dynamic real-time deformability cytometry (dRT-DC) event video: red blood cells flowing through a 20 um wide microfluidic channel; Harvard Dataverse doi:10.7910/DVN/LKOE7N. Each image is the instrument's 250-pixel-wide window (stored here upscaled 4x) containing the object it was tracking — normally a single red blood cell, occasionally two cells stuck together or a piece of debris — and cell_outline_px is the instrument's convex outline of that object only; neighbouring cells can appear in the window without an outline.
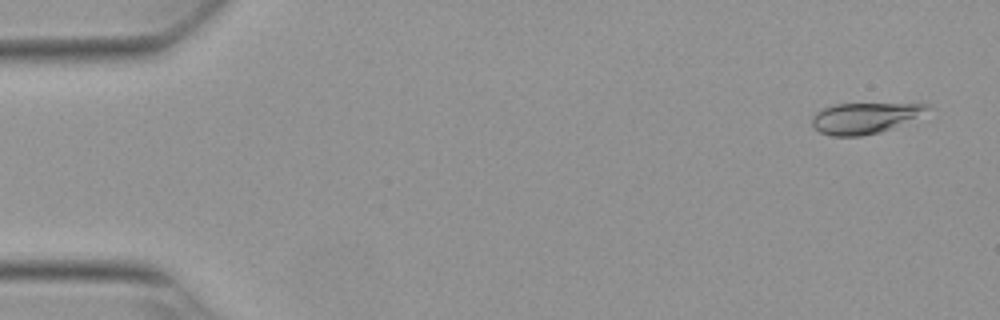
{"species": "Egyptian fruit bat (a non-hibernating species)", "species_latin": "Rousettus aegyptiacus", "temperature_condition": "warm", "stored_images_in_passage": 54, "camera_frame_rate_fps": 3000, "um_per_image_px": 0.085, "animal": {"sex": "female"}, "frame": {"image": 1, "passage_image": 3, "time_ms": 0.667, "image_size_px": [1000, 320], "cell_outline_px": [[936, 108], [892, 128], [880, 132], [860, 136], [832, 136], [820, 132], [812, 124], [812, 116], [816, 112], [824, 108], [836, 104], [928, 104]], "centroid_in_image_um": [73.52, 10.03], "position_along_channel_um": 11.5, "area_um2": 20.58}}
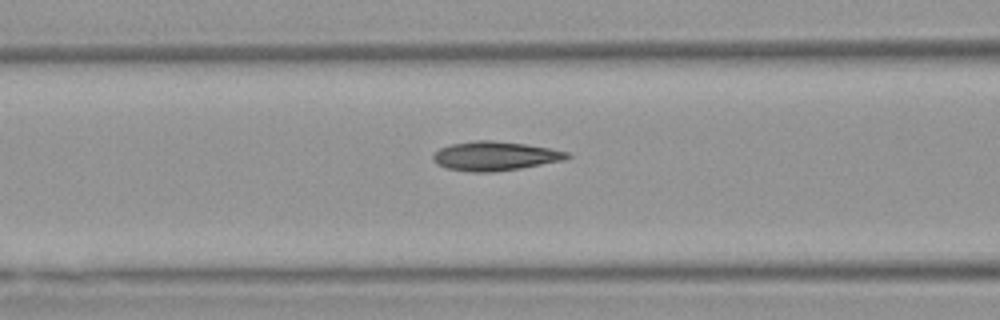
{"frame": {"image": 2, "passage_image": 22, "time_ms": 7.0, "image_size_px": [1000, 320], "cell_outline_px": [[572, 156], [568, 160], [520, 168], [492, 172], [472, 172], [448, 168], [436, 164], [432, 160], [432, 156], [440, 148], [452, 144], [476, 140], [492, 140], [528, 144], [568, 152]], "centroid_in_image_um": [42.11, 13.26], "position_along_channel_um": 124.5, "area_um2": 22.83}}
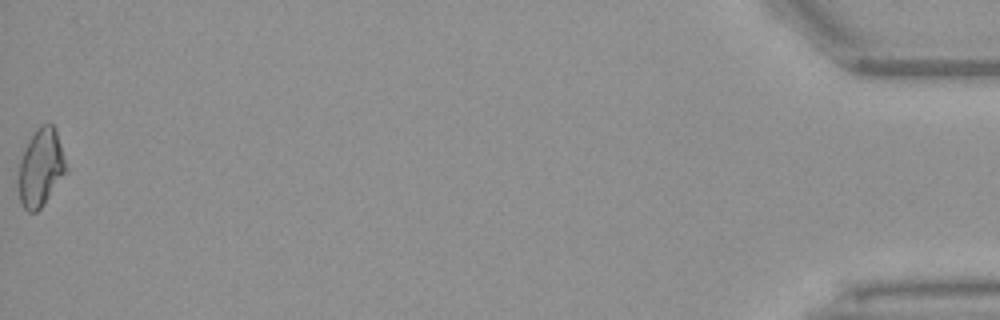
{"frame": {"image": 3, "passage_image": 54, "time_ms": 17.667, "image_size_px": [1000, 320], "cell_outline_px": [[68, 172], [40, 208], [36, 212], [28, 212], [20, 204], [16, 180], [20, 160], [24, 148], [28, 140], [36, 128], [40, 124], [52, 124], [56, 128]], "centroid_in_image_um": [3.43, 14.26], "position_along_channel_um": 431.8, "area_um2": 22.02}, "authors_computed_cell_mechanics": {"area_um2": 21.5305, "velocity_mm_per_s": 3.8288, "shape_relaxation_time_tau1_ms": 7.8523, "shape_relaxation_time_tau2_ms": 2.3207, "deformation_change_tau1": 0.206, "deformation_change_tau2": 0.0778}}